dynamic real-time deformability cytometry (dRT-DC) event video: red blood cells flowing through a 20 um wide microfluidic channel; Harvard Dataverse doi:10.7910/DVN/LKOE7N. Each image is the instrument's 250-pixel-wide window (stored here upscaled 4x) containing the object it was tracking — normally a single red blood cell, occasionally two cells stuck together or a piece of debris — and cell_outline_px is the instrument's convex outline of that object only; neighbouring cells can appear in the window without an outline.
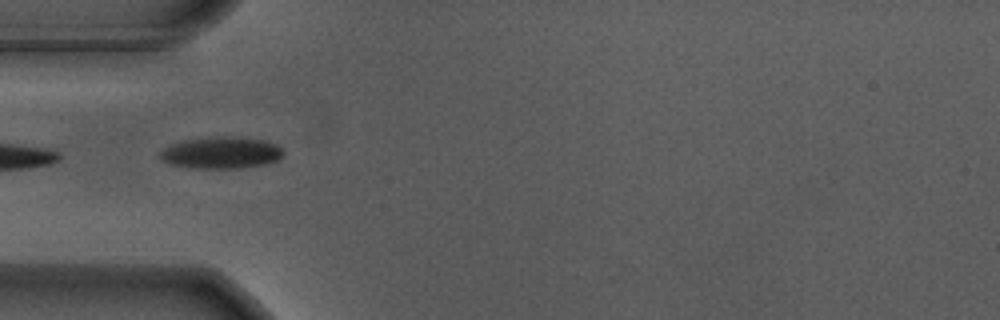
{"species": "Egyptian fruit bat (a non-hibernating species)", "species_latin": "Rousettus aegyptiacus", "temperature_condition": "warm", "stored_images_in_passage": 11, "camera_frame_rate_fps": 3000, "um_per_image_px": 0.085, "animal": {"sex": "male"}, "frame": {"image": 1, "passage_image": 1, "time_ms": 0.0, "image_size_px": [1000, 320], "cell_outline_px": [[284, 156], [268, 164], [240, 168], [192, 168], [172, 164], [164, 160], [160, 156], [160, 152], [164, 148], [172, 144], [184, 140], [224, 136], [264, 140], [276, 144], [284, 152]], "centroid_in_image_um": [18.85, 12.99], "position_along_channel_um": 66.2, "area_um2": 22.54}}
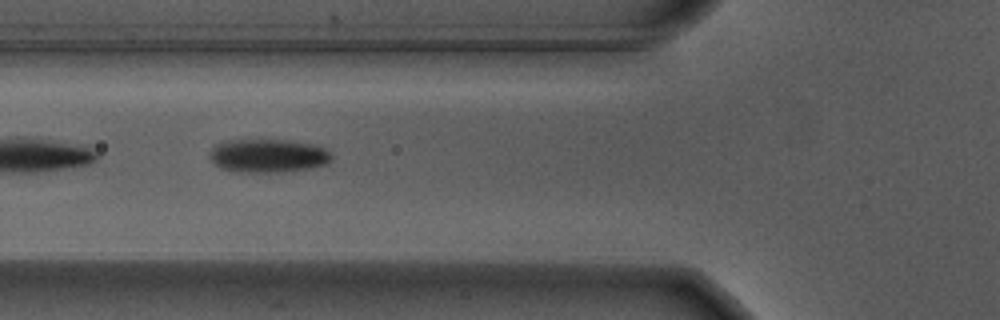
{"frame": {"image": 2, "passage_image": 4, "time_ms": 1.0, "image_size_px": [1000, 320], "cell_outline_px": [[332, 160], [328, 164], [308, 168], [280, 172], [232, 172], [220, 168], [208, 156], [208, 152], [216, 144], [228, 140], [288, 140], [312, 144], [324, 148], [332, 156]], "centroid_in_image_um": [22.75, 13.24], "position_along_channel_um": 103.0, "area_um2": 23.87}}
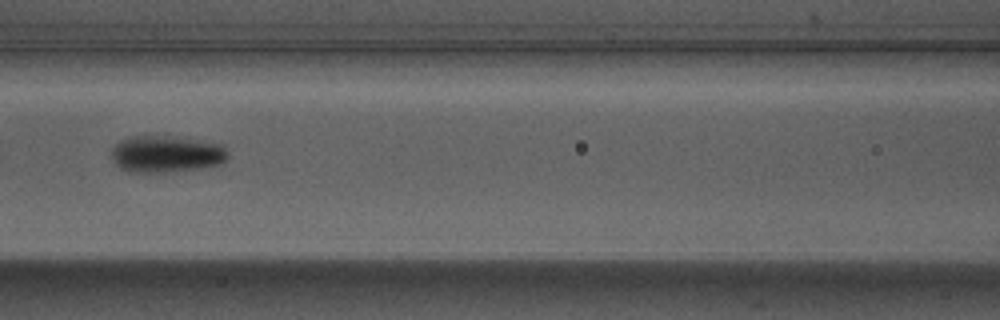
{"frame": {"image": 3, "passage_image": 8, "time_ms": 2.333, "image_size_px": [1000, 320], "cell_outline_px": [[228, 156], [224, 164], [200, 168], [164, 172], [128, 172], [120, 168], [112, 160], [112, 148], [120, 140], [132, 136], [156, 136], [220, 144], [228, 152]], "centroid_in_image_um": [14.1, 13.12], "position_along_channel_um": 152.5, "area_um2": 24.51}}